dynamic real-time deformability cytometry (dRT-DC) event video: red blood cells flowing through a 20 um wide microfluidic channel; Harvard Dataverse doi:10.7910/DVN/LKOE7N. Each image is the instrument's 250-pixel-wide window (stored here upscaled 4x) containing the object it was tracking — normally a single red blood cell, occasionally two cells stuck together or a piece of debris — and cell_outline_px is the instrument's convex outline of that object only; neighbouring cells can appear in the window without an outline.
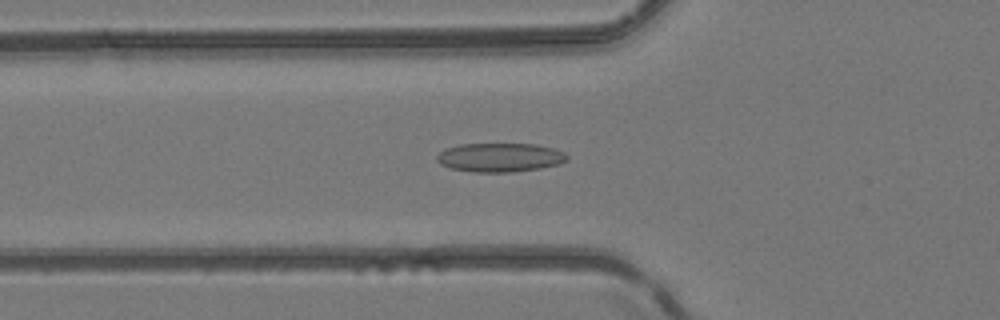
{"species": "common noctule bat (a hibernating species)", "species_latin": "Nyctalus noctula", "temperature_condition": "room temperature", "stored_images_in_passage": 47, "camera_frame_rate_fps": 3000, "um_per_image_px": 0.085, "animal": {"sex": "female", "body_mass_g": 24.6, "forearm_length_mm": 56.2}, "frame": {"image": 1, "passage_image": 19, "time_ms": 6.0, "image_size_px": [1000, 320], "cell_outline_px": [[568, 160], [560, 164], [540, 168], [512, 172], [472, 172], [452, 168], [440, 164], [436, 160], [436, 156], [440, 152], [448, 148], [460, 144], [536, 144], [552, 148], [564, 152], [568, 156]], "centroid_in_image_um": [42.51, 13.38], "position_along_channel_um": 83.3, "area_um2": 21.91}}
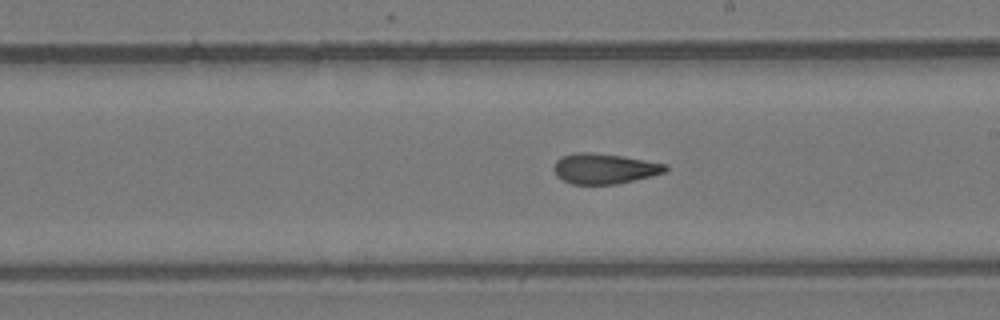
{"frame": {"image": 2, "passage_image": 30, "time_ms": 9.667, "image_size_px": [1000, 320], "cell_outline_px": [[668, 172], [652, 176], [616, 184], [572, 184], [556, 176], [552, 168], [556, 160], [560, 156], [576, 152], [588, 152], [620, 156], [668, 164]], "centroid_in_image_um": [51.36, 14.33], "position_along_channel_um": 237.6, "area_um2": 19.83}}
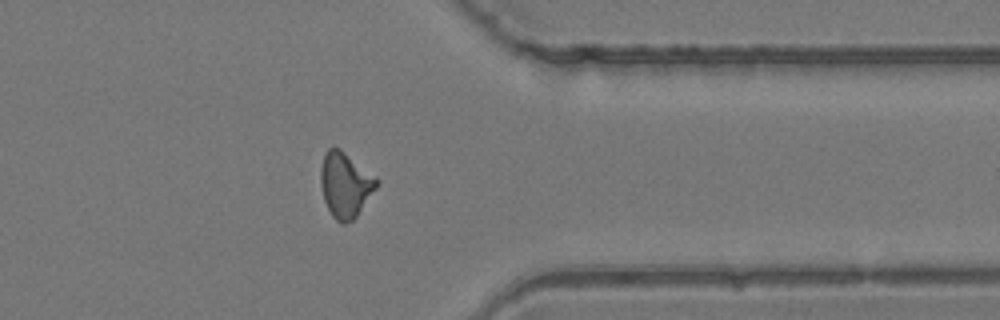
{"frame": {"image": 3, "passage_image": 41, "time_ms": 13.333, "image_size_px": [1000, 320], "cell_outline_px": [[380, 184], [356, 216], [352, 220], [344, 224], [336, 220], [332, 216], [324, 200], [320, 184], [320, 168], [324, 152], [328, 148], [340, 148], [380, 180]], "centroid_in_image_um": [29.35, 15.69], "position_along_channel_um": 382.1, "area_um2": 21.33}}